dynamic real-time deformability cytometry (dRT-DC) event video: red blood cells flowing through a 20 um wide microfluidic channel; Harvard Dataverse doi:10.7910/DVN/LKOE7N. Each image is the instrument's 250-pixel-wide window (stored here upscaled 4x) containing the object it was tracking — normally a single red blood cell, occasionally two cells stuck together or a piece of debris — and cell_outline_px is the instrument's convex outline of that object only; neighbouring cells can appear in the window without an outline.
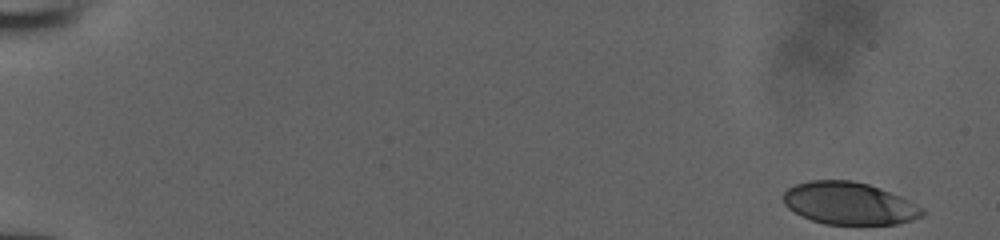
{"species": "human", "species_latin": "Homo sapiens", "temperature_condition": "room temperature", "stored_images_in_passage": 51, "camera_frame_rate_fps": 3000, "um_per_image_px": 0.085, "donor": {"sex": "male"}, "frame": {"image": 1, "passage_image": 1, "time_ms": 0.0, "image_size_px": [1000, 240], "cell_outline_px": [[924, 216], [912, 220], [896, 224], [824, 224], [800, 216], [788, 208], [784, 204], [784, 192], [788, 188], [796, 184], [812, 180], [852, 180], [868, 184], [880, 188], [900, 196], [924, 208]], "centroid_in_image_um": [72.18, 17.29], "position_along_channel_um": 12.8, "area_um2": 34.33}}
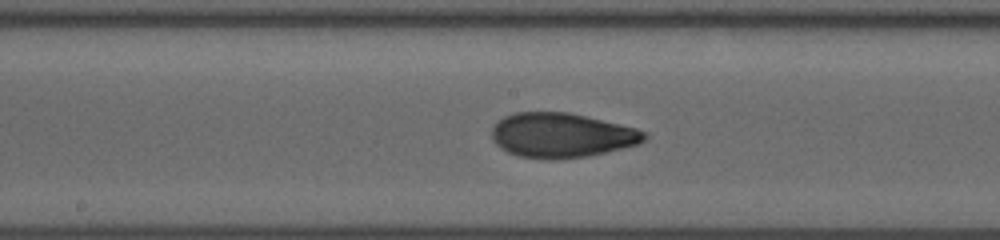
{"frame": {"image": 2, "passage_image": 28, "time_ms": 9.0, "image_size_px": [1000, 240], "cell_outline_px": [[648, 136], [640, 144], [588, 156], [556, 160], [544, 160], [520, 156], [508, 152], [500, 148], [492, 140], [492, 128], [496, 120], [504, 116], [516, 112], [568, 112], [636, 128], [648, 132]], "centroid_in_image_um": [47.72, 11.5], "position_along_channel_um": 200.5, "area_um2": 40.0}}
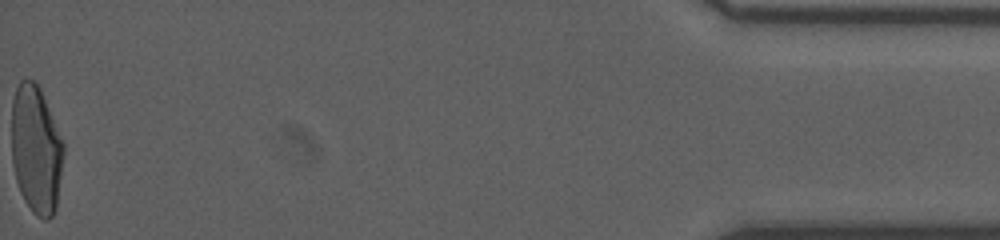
{"frame": {"image": 3, "passage_image": 51, "time_ms": 16.667, "image_size_px": [1000, 240], "cell_outline_px": [[64, 152], [56, 208], [52, 216], [48, 220], [44, 220], [36, 216], [32, 212], [24, 200], [20, 192], [16, 180], [12, 164], [12, 100], [16, 88], [20, 80], [24, 76], [32, 80], [40, 88], [64, 144]], "centroid_in_image_um": [3.05, 12.72], "position_along_channel_um": 432.1, "area_um2": 39.02}}